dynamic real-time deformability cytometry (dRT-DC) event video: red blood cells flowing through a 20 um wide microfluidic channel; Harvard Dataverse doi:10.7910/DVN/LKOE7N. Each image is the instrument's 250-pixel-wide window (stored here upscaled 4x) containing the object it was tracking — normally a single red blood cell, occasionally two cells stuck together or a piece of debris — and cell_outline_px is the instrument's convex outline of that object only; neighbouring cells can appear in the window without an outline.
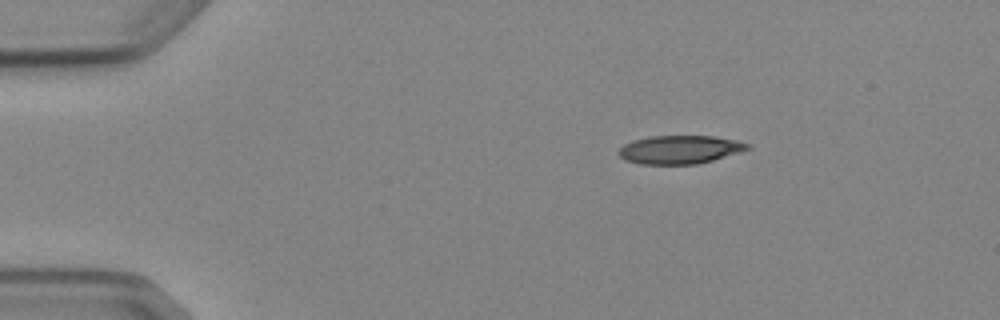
{"species": "Egyptian fruit bat (a non-hibernating species)", "species_latin": "Rousettus aegyptiacus", "temperature_condition": "cold", "stored_images_in_passage": 3, "camera_frame_rate_fps": 3000, "um_per_image_px": 0.085, "animal": {"sex": "female"}, "frame": {"image": 1, "passage_image": 1, "time_ms": 0.0, "image_size_px": [1000, 320], "cell_outline_px": [[752, 148], [740, 152], [712, 160], [696, 164], [640, 164], [624, 160], [616, 152], [624, 144], [632, 140], [648, 136], [712, 136], [736, 140], [752, 144]], "centroid_in_image_um": [57.77, 12.71], "position_along_channel_um": 27.2, "area_um2": 21.44}}